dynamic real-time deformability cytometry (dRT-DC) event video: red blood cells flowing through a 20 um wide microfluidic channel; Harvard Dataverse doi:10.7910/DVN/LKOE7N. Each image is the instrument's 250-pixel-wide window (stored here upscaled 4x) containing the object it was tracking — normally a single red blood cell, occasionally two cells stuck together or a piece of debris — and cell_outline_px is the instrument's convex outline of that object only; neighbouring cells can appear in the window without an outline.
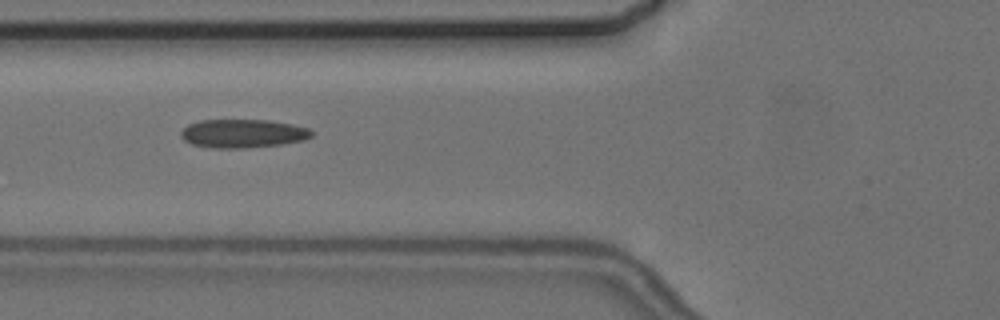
{"species": "common noctule bat (a hibernating species)", "species_latin": "Nyctalus noctula", "temperature_condition": "cold", "stored_images_in_passage": 12, "camera_frame_rate_fps": 3000, "um_per_image_px": 0.085, "animal": {"sex": "female", "body_mass_g": 24.6, "forearm_length_mm": 56.2}, "frame": {"image": 1, "passage_image": 3, "time_ms": 2.333, "image_size_px": [1000, 320], "cell_outline_px": [[312, 136], [304, 140], [280, 144], [244, 148], [212, 148], [192, 144], [184, 140], [180, 136], [180, 132], [188, 124], [200, 120], [268, 120], [292, 124], [308, 128], [312, 132]], "centroid_in_image_um": [20.61, 11.34], "position_along_channel_um": 105.2, "area_um2": 21.68}}
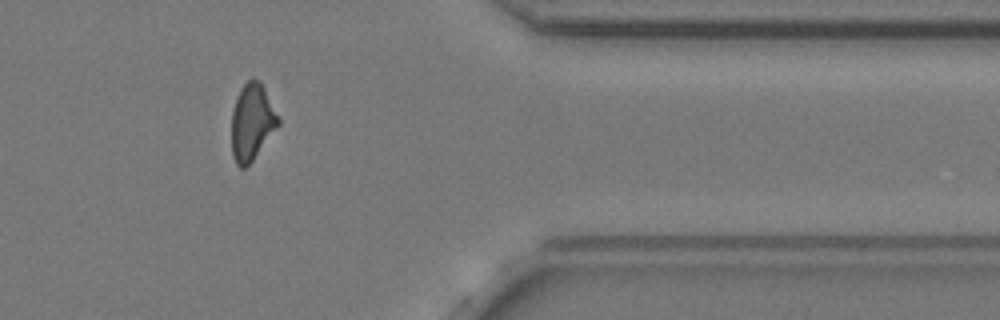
{"frame": {"image": 2, "passage_image": 10, "time_ms": 10.667, "image_size_px": [1000, 320], "cell_outline_px": [[280, 124], [252, 160], [244, 168], [240, 168], [236, 164], [232, 156], [232, 112], [240, 88], [252, 76], [260, 80], [280, 116]], "centroid_in_image_um": [21.43, 10.33], "position_along_channel_um": 390.0, "area_um2": 20.92}}
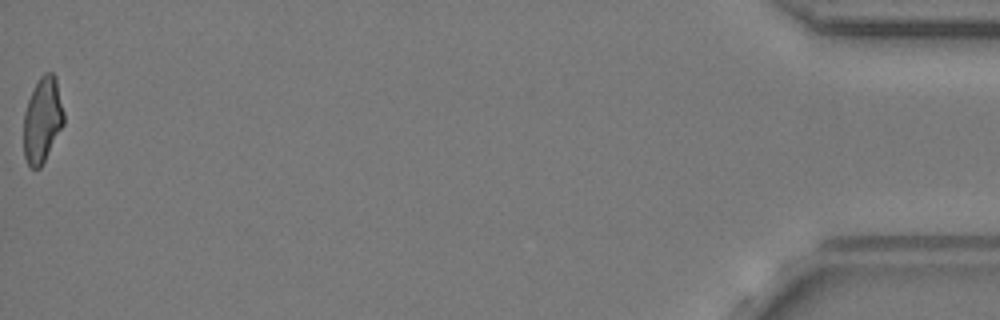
{"frame": {"image": 3, "passage_image": 12, "time_ms": 14.0, "image_size_px": [1000, 320], "cell_outline_px": [[64, 124], [40, 168], [32, 168], [28, 164], [24, 156], [24, 112], [28, 100], [40, 76], [44, 72], [52, 72], [56, 76], [64, 112]], "centroid_in_image_um": [3.62, 10.17], "position_along_channel_um": 431.6, "area_um2": 19.88}, "authors_computed_cell_mechanics": {"area_um2": 21.097, "velocity_mm_per_s": 3.6528, "shape_relaxation_time_tau1_ms": 9.7635, "shape_relaxation_time_tau2_ms": 3.0724, "deformation_change_tau1": 0.1546, "deformation_change_tau2": 0.1004}}